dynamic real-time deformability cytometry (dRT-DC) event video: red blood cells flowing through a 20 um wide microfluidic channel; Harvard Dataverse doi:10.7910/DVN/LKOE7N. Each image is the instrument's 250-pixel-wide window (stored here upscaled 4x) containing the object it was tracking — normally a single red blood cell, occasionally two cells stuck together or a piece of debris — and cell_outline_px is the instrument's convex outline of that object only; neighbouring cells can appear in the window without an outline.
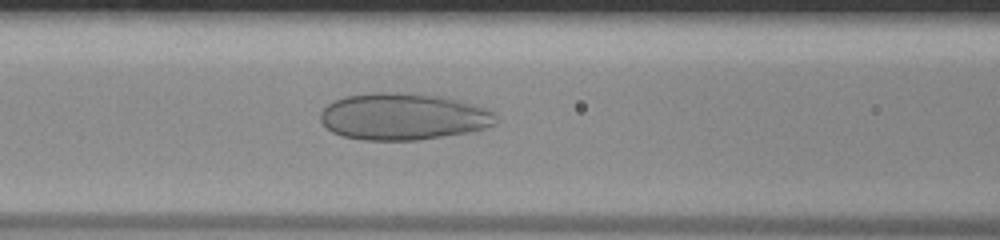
{"species": "human", "species_latin": "Homo sapiens", "temperature_condition": "room temperature", "stored_images_in_passage": 45, "camera_frame_rate_fps": 3000, "um_per_image_px": 0.085, "donor": {"sex": "male"}, "frame": {"image": 1, "passage_image": 17, "time_ms": 5.333, "image_size_px": [1000, 240], "cell_outline_px": [[496, 124], [472, 132], [416, 140], [364, 140], [340, 136], [332, 132], [320, 120], [320, 112], [332, 100], [348, 96], [376, 92], [392, 92], [444, 96], [476, 104], [496, 112]], "centroid_in_image_um": [34.3, 9.91], "position_along_channel_um": 132.3, "area_um2": 48.21}}
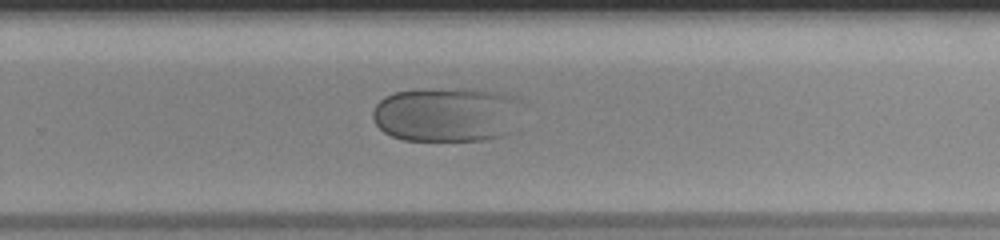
{"frame": {"image": 2, "passage_image": 29, "time_ms": 9.333, "image_size_px": [1000, 240], "cell_outline_px": [[520, 100], [516, 132], [504, 136], [488, 140], [404, 140], [392, 136], [384, 132], [376, 124], [372, 116], [372, 112], [376, 104], [384, 96], [396, 92], [416, 88], [424, 88], [504, 92], [516, 96]], "centroid_in_image_um": [38.02, 9.74], "position_along_channel_um": 291.8, "area_um2": 48.32}}
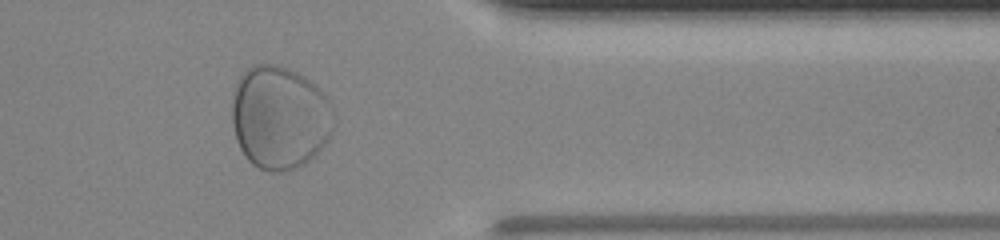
{"frame": {"image": 3, "passage_image": 37, "time_ms": 12.0, "image_size_px": [1000, 240], "cell_outline_px": [[336, 120], [332, 132], [328, 140], [304, 164], [296, 168], [284, 172], [268, 172], [252, 164], [248, 160], [240, 148], [236, 140], [232, 124], [232, 100], [236, 84], [244, 68], [256, 64], [276, 64], [288, 68], [304, 76], [316, 84], [332, 104]], "centroid_in_image_um": [23.78, 9.97], "position_along_channel_um": 387.6, "area_um2": 62.02}}